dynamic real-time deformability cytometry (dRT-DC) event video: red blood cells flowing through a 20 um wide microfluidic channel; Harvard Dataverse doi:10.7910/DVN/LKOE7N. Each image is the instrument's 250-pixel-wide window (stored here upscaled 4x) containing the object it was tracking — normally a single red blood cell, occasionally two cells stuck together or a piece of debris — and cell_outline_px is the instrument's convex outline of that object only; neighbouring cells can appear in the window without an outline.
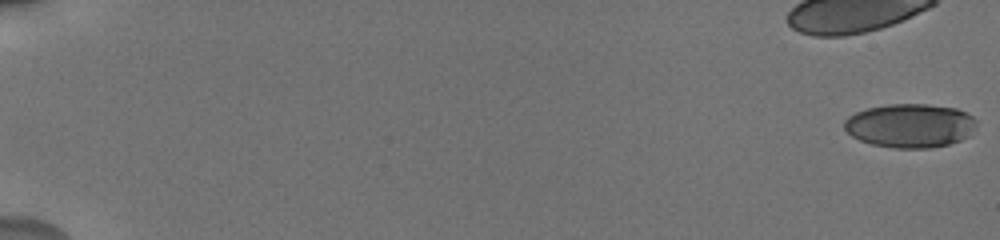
{"species": "human", "species_latin": "Homo sapiens", "temperature_condition": "cold", "stored_images_in_passage": 43, "camera_frame_rate_fps": 3000, "um_per_image_px": 0.085, "donor": {"sex": "male"}, "frame": {"image": 1, "passage_image": 1, "time_ms": 0.0, "image_size_px": [1000, 240], "cell_outline_px": [[976, 124], [968, 136], [960, 140], [948, 144], [932, 148], [892, 148], [872, 144], [860, 140], [852, 136], [844, 128], [844, 120], [848, 116], [856, 112], [868, 108], [888, 104], [928, 104], [956, 108], [972, 116], [976, 120]], "centroid_in_image_um": [77.34, 10.68], "position_along_channel_um": 7.7, "area_um2": 33.76}}